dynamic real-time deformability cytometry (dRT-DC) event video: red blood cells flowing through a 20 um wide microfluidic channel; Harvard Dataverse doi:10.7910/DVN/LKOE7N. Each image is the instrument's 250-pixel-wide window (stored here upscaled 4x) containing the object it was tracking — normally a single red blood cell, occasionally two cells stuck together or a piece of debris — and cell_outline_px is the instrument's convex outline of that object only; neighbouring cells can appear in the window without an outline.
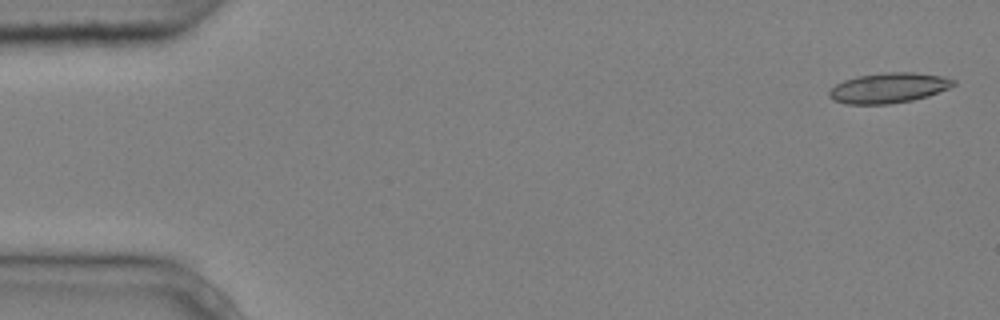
{"species": "common noctule bat (a hibernating species)", "species_latin": "Nyctalus noctula", "temperature_condition": "cold", "stored_images_in_passage": 6, "camera_frame_rate_fps": 3000, "um_per_image_px": 0.085, "animal": {"sex": "male", "body_mass_g": 20.4}, "frame": {"image": 1, "passage_image": 1, "time_ms": 0.0, "image_size_px": [1000, 320], "cell_outline_px": [[956, 84], [948, 88], [928, 96], [912, 100], [888, 104], [848, 104], [832, 100], [828, 96], [828, 92], [836, 84], [844, 80], [856, 76], [888, 72], [912, 72], [940, 76], [956, 80]], "centroid_in_image_um": [75.51, 7.47], "position_along_channel_um": 9.5, "area_um2": 21.79}}